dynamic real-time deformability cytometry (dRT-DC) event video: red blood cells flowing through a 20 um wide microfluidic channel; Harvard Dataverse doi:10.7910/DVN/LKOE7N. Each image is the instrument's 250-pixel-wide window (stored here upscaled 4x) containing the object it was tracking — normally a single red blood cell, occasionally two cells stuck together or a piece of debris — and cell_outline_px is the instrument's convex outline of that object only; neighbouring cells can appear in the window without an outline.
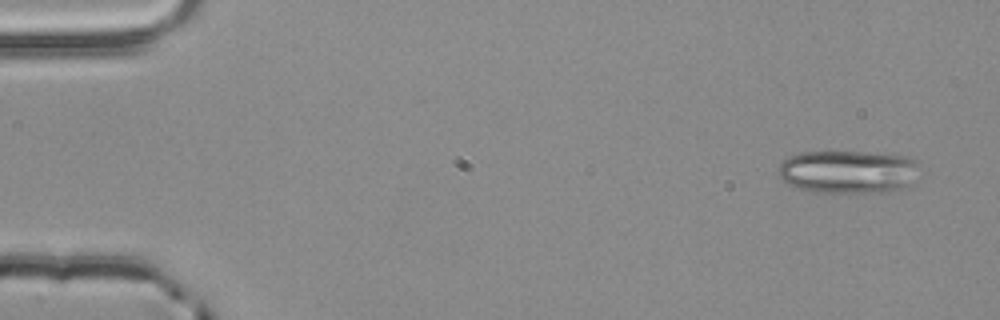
{"species": "common noctule bat (a hibernating species)", "species_latin": "Nyctalus noctula", "temperature_condition": "room temperature", "stored_images_in_passage": 9, "camera_frame_rate_fps": 3000, "um_per_image_px": 0.085, "animal": {"sex": "male", "body_mass_g": 20.4}, "frame": {"image": 1, "passage_image": 9, "time_ms": 2.667, "image_size_px": [1000, 320], "cell_outline_px": [[916, 180], [912, 184], [888, 192], [820, 192], [796, 188], [788, 184], [776, 172], [776, 168], [788, 156], [804, 152], [864, 152], [908, 156], [916, 160]], "centroid_in_image_um": [72.07, 14.6], "position_along_channel_um": 12.9, "area_um2": 35.49}}